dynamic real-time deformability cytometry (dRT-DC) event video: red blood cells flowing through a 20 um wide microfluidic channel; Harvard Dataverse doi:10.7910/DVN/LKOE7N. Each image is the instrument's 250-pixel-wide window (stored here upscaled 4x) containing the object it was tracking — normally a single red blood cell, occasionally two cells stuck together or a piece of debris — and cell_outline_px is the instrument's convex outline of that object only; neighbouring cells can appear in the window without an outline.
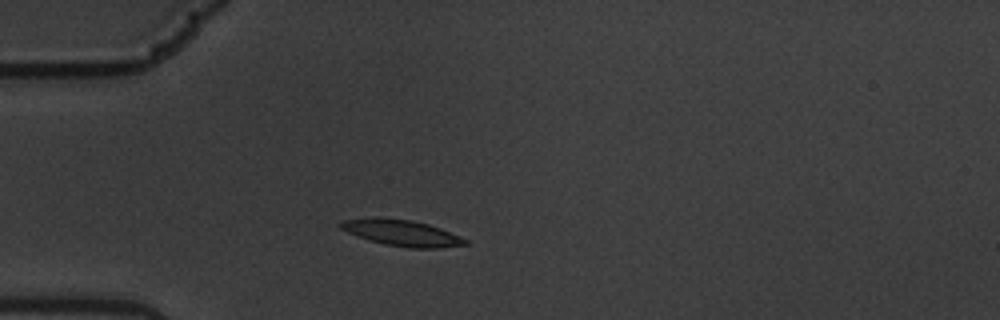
{"species": "common noctule bat (a hibernating species)", "species_latin": "Nyctalus noctula", "temperature_condition": "warm", "stored_images_in_passage": 44, "camera_frame_rate_fps": 3000, "um_per_image_px": 0.085, "animal": {"sex": "male", "body_mass_g": 19.5, "forearm_length_mm": 54.6}, "frame": {"image": 1, "passage_image": 1, "time_ms": 0.0, "image_size_px": [1000, 320], "cell_outline_px": [[468, 244], [440, 248], [412, 248], [384, 244], [356, 236], [340, 228], [336, 224], [344, 220], [372, 216], [380, 216], [412, 220], [428, 224], [440, 228], [468, 240]], "centroid_in_image_um": [34.1, 19.77], "position_along_channel_um": 50.9, "area_um2": 19.19}}
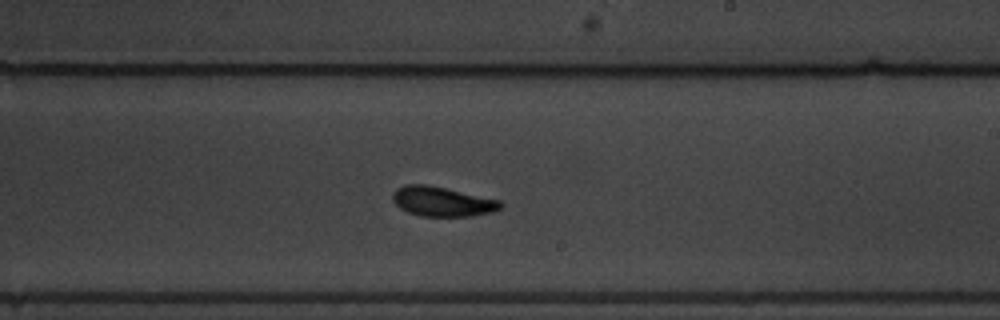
{"frame": {"image": 2, "passage_image": 20, "time_ms": 6.333, "image_size_px": [1000, 320], "cell_outline_px": [[504, 204], [500, 208], [492, 212], [472, 216], [420, 216], [408, 212], [400, 208], [392, 200], [392, 192], [396, 188], [404, 184], [424, 184], [444, 188], [500, 200]], "centroid_in_image_um": [37.56, 17.13], "position_along_channel_um": 251.4, "area_um2": 18.61}}
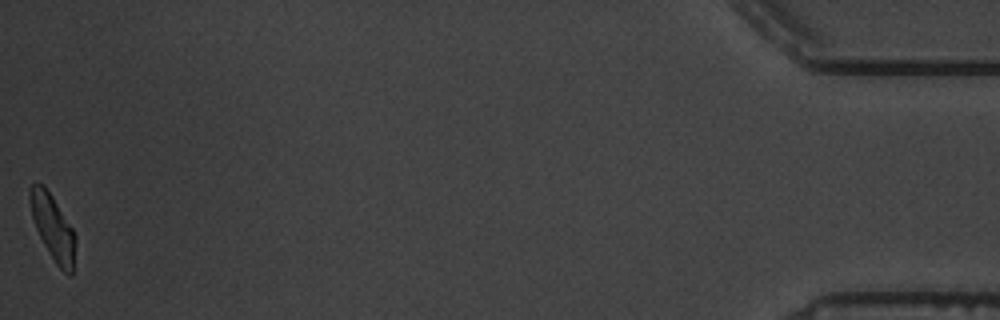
{"frame": {"image": 3, "passage_image": 44, "time_ms": 14.333, "image_size_px": [1000, 320], "cell_outline_px": [[76, 240], [72, 276], [68, 276], [56, 264], [44, 244], [36, 228], [32, 216], [28, 200], [28, 188], [32, 184], [44, 184], [52, 196], [72, 228], [76, 236]], "centroid_in_image_um": [4.48, 19.32], "position_along_channel_um": 430.7, "area_um2": 17.28}, "authors_computed_cell_mechanics": {"area_um2": 18.4093, "velocity_mm_per_s": 3.3882, "shape_relaxation_time_tau1_ms": 4.2573, "shape_relaxation_time_tau2_ms": 1.963, "deformation_change_tau1": 0.1758, "deformation_change_tau2": 0.0584}}